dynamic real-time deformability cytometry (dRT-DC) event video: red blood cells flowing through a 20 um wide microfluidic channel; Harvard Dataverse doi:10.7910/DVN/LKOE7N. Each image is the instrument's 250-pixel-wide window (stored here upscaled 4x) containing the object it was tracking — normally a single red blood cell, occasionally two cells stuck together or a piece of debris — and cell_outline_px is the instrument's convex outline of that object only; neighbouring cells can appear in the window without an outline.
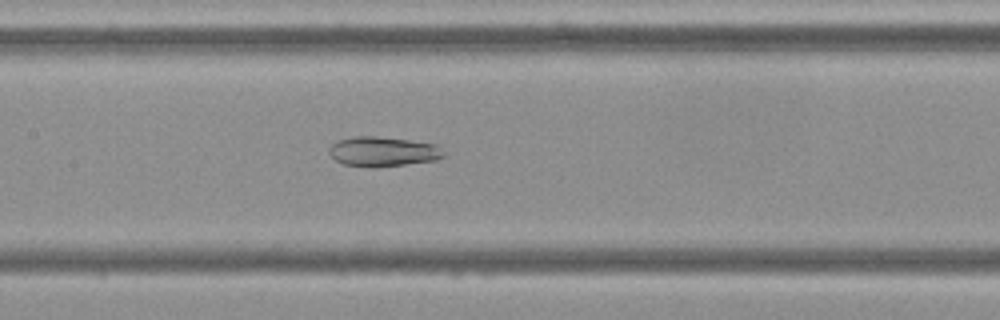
{"species": "Egyptian fruit bat (a non-hibernating species)", "species_latin": "Rousettus aegyptiacus", "temperature_condition": "cold", "stored_images_in_passage": 55, "camera_frame_rate_fps": 3000, "um_per_image_px": 0.085, "frame": {"image": 1, "passage_image": 26, "time_ms": 8.333, "image_size_px": [1000, 320], "cell_outline_px": [[444, 156], [436, 160], [372, 168], [344, 164], [336, 160], [328, 152], [328, 148], [336, 140], [352, 136], [376, 136], [408, 140], [436, 144], [444, 152]], "centroid_in_image_um": [32.51, 12.88], "position_along_channel_um": 174.9, "area_um2": 19.88}}
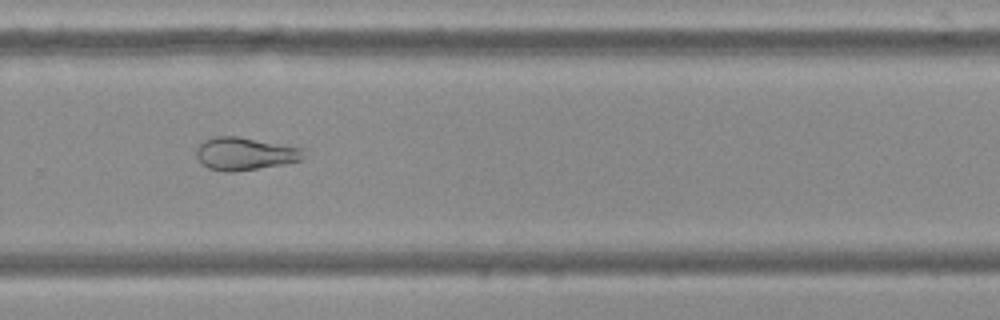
{"frame": {"image": 2, "passage_image": 37, "time_ms": 12.0, "image_size_px": [1000, 320], "cell_outline_px": [[304, 156], [300, 160], [284, 164], [236, 172], [224, 172], [208, 168], [196, 156], [196, 148], [204, 140], [216, 136], [236, 136], [304, 148]], "centroid_in_image_um": [20.81, 13.07], "position_along_channel_um": 309.0, "area_um2": 20.46}}
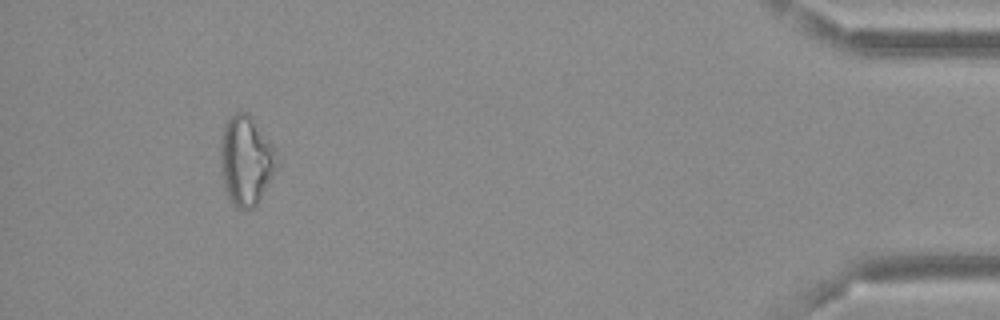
{"frame": {"image": 3, "passage_image": 51, "time_ms": 16.667, "image_size_px": [1000, 320], "cell_outline_px": [[280, 164], [276, 172], [256, 204], [252, 208], [244, 212], [232, 204], [224, 188], [220, 160], [220, 136], [224, 124], [228, 116], [236, 112], [248, 112], [280, 152]], "centroid_in_image_um": [20.94, 13.61], "position_along_channel_um": 414.3, "area_um2": 30.46}, "authors_computed_cell_mechanics": {"area_um2": 25.7788, "velocity_mm_per_s": 3.6729, "shape_relaxation_time_tau1_ms": null, "shape_relaxation_time_tau2_ms": 4.0299, "deformation_change_tau1": null, "deformation_change_tau2": 0.1119}}